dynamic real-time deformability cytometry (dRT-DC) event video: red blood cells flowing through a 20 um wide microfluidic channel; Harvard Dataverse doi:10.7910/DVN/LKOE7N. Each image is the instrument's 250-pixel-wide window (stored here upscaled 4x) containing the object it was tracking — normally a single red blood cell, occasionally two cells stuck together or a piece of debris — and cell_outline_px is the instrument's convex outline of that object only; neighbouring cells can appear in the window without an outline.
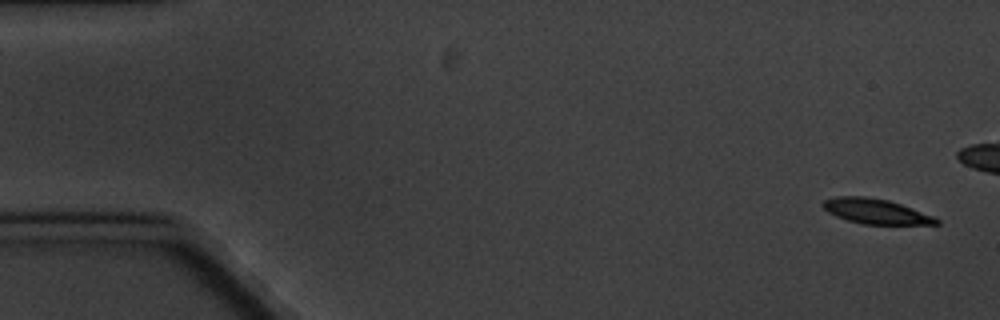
{"species": "common noctule bat (a hibernating species)", "species_latin": "Nyctalus noctula", "temperature_condition": "cold", "stored_images_in_passage": 11, "camera_frame_rate_fps": 3000, "um_per_image_px": 0.085, "animal": {"sex": "male", "body_mass_g": 20.1, "forearm_length_mm": 53.5}, "frame": {"image": 1, "passage_image": 1, "time_ms": 0.0, "image_size_px": [1000, 320], "cell_outline_px": [[940, 224], [864, 224], [848, 220], [836, 216], [828, 212], [820, 204], [824, 200], [836, 196], [864, 196], [888, 200], [936, 216], [940, 220]], "centroid_in_image_um": [74.46, 17.96], "position_along_channel_um": 10.5, "area_um2": 16.53}}
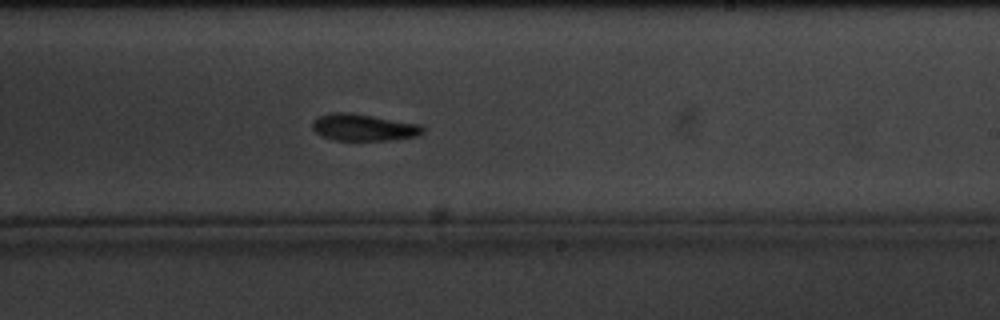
{"frame": {"image": 2, "passage_image": 10, "time_ms": 11.333, "image_size_px": [1000, 320], "cell_outline_px": [[424, 132], [416, 136], [392, 140], [336, 140], [320, 136], [312, 128], [312, 120], [320, 116], [332, 112], [348, 112], [420, 124], [424, 128]], "centroid_in_image_um": [30.88, 10.83], "position_along_channel_um": 258.1, "area_um2": 17.22}}